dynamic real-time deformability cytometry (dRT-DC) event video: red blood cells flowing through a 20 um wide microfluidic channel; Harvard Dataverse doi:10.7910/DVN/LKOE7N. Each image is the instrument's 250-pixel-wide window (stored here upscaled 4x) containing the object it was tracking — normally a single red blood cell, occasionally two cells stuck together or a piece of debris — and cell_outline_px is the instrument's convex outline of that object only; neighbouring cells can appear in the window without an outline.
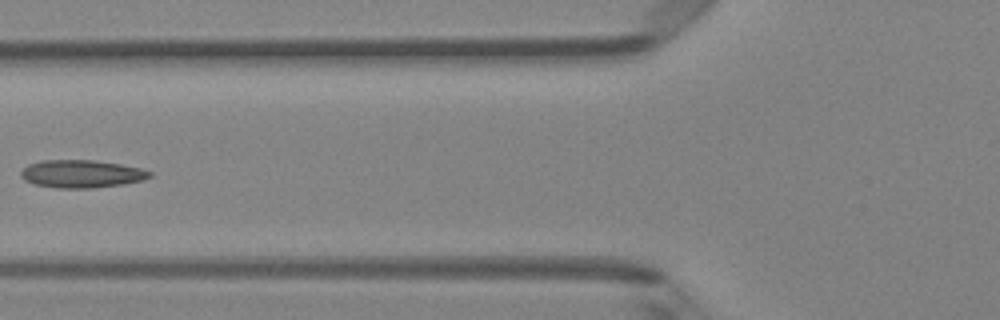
{"species": "Egyptian fruit bat (a non-hibernating species)", "species_latin": "Rousettus aegyptiacus", "temperature_condition": "room temperature", "stored_images_in_passage": 5, "camera_frame_rate_fps": 3000, "um_per_image_px": 0.085, "animal": {"sex": "female"}, "frame": {"image": 1, "passage_image": 5, "time_ms": 5.333, "image_size_px": [1000, 320], "cell_outline_px": [[152, 176], [144, 180], [124, 184], [92, 188], [56, 188], [36, 184], [24, 180], [20, 176], [20, 172], [28, 164], [40, 160], [96, 160], [120, 164], [140, 168], [152, 172]], "centroid_in_image_um": [6.93, 14.77], "position_along_channel_um": 118.9, "area_um2": 20.98}}